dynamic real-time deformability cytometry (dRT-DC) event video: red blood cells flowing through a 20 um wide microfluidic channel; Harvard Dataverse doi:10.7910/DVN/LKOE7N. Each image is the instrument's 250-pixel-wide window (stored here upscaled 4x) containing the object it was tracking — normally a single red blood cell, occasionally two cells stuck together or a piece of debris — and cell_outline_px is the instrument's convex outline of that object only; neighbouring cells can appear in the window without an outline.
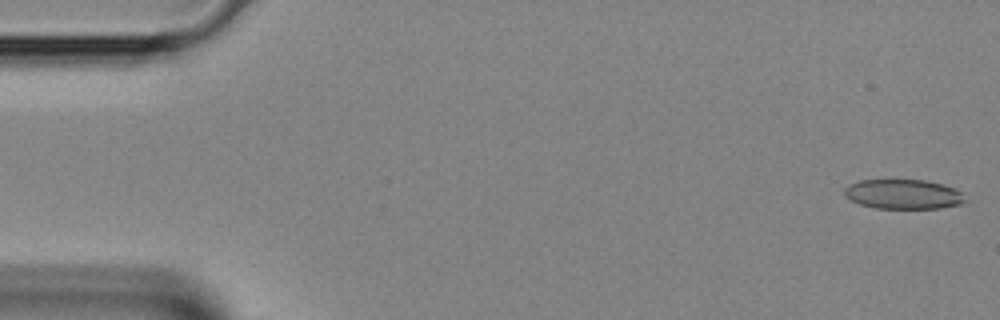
{"species": "Egyptian fruit bat (a non-hibernating species)", "species_latin": "Rousettus aegyptiacus", "temperature_condition": "room temperature", "stored_images_in_passage": 40, "segment_of_instrument_passage": [1, 2], "camera_frame_rate_fps": 3000, "um_per_image_px": 0.085, "animal": {"sex": "female"}, "frame": {"image": 1, "passage_image": 1, "time_ms": 0.0, "image_size_px": [1000, 320], "cell_outline_px": [[968, 200], [960, 204], [940, 208], [876, 208], [860, 204], [844, 196], [844, 188], [848, 184], [860, 180], [924, 180], [956, 188]], "centroid_in_image_um": [76.77, 16.5], "position_along_channel_um": 8.2, "area_um2": 20.81}}
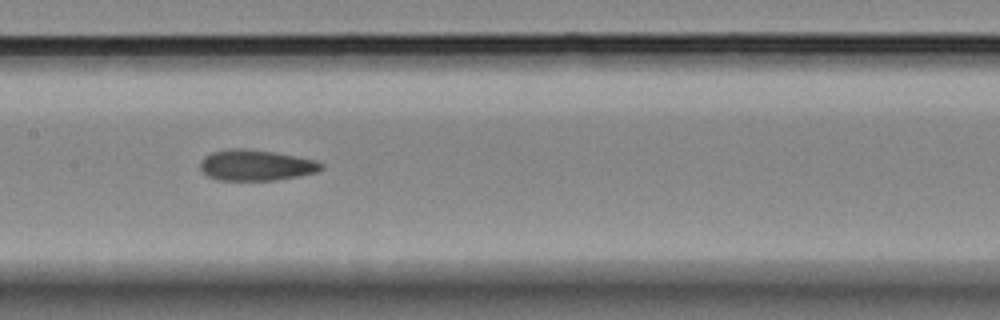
{"frame": {"image": 2, "passage_image": 19, "time_ms": 6.0, "image_size_px": [1000, 320], "cell_outline_px": [[324, 168], [316, 172], [276, 180], [216, 180], [208, 176], [200, 168], [200, 160], [204, 156], [212, 152], [228, 148], [244, 148], [272, 152], [316, 160], [324, 164]], "centroid_in_image_um": [21.73, 14.04], "position_along_channel_um": 185.7, "area_um2": 21.73}}
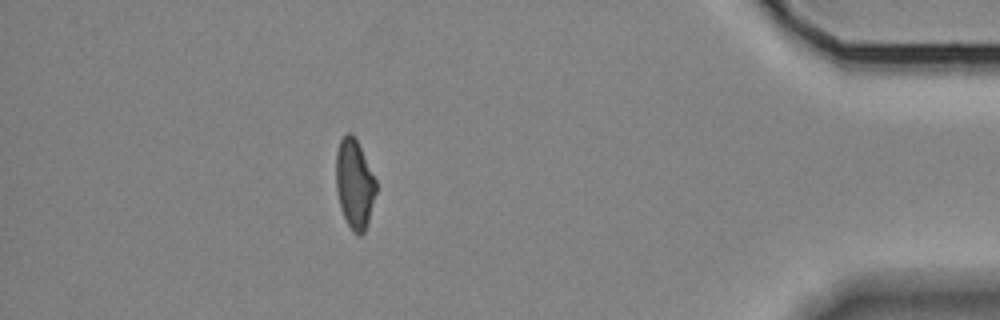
{"frame": {"image": 3, "passage_image": 35, "time_ms": 11.333, "image_size_px": [1000, 320], "cell_outline_px": [[376, 192], [368, 220], [364, 232], [360, 236], [352, 232], [340, 208], [336, 188], [336, 152], [340, 140], [348, 132], [352, 132], [376, 180]], "centroid_in_image_um": [30.11, 15.64], "position_along_channel_um": 405.1, "area_um2": 20.58}}